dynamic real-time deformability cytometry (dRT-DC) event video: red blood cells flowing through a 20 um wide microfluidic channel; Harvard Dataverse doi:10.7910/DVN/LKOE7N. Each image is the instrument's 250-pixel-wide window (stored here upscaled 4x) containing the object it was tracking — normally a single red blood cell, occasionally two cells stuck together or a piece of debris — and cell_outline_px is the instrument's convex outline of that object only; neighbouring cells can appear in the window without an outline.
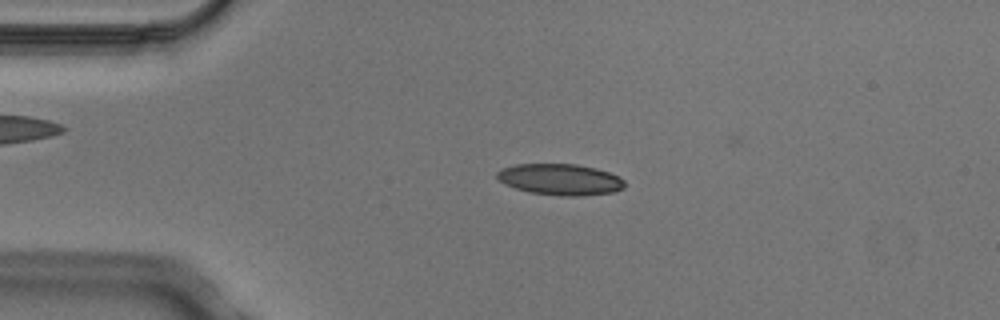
{"species": "Egyptian fruit bat (a non-hibernating species)", "species_latin": "Rousettus aegyptiacus", "temperature_condition": "cold", "stored_images_in_passage": 3, "camera_frame_rate_fps": 3000, "um_per_image_px": 0.085, "animal": {"sex": "male"}, "frame": {"image": 1, "passage_image": 2, "time_ms": 0.333, "image_size_px": [1000, 320], "cell_outline_px": [[628, 184], [624, 188], [616, 192], [580, 196], [560, 196], [528, 192], [504, 184], [496, 176], [496, 172], [504, 168], [516, 164], [576, 164], [596, 168], [620, 176]], "centroid_in_image_um": [47.67, 15.26], "position_along_channel_um": 37.3, "area_um2": 23.47}}